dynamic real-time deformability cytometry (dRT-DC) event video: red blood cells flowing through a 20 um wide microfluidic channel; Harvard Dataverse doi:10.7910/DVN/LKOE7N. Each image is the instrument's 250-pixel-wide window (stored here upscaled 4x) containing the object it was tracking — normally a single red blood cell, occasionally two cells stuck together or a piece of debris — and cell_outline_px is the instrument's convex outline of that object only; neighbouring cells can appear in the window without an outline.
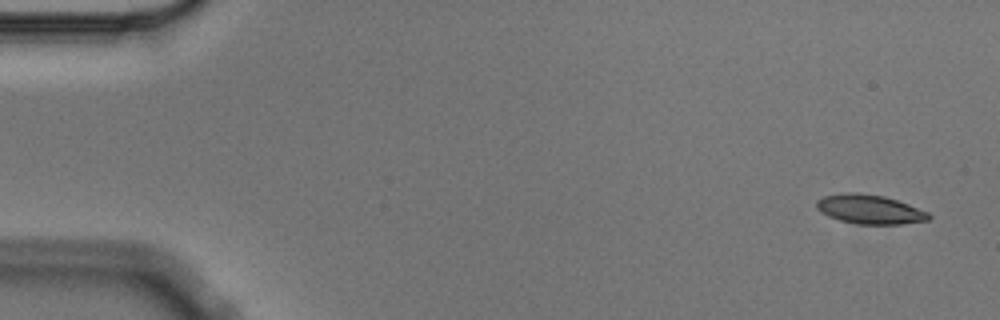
{"species": "Egyptian fruit bat (a non-hibernating species)", "species_latin": "Rousettus aegyptiacus", "temperature_condition": "cold", "stored_images_in_passage": 5, "camera_frame_rate_fps": 3000, "um_per_image_px": 0.085, "animal": {"sex": "male"}, "frame": {"image": 1, "passage_image": 1, "time_ms": 0.0, "image_size_px": [1000, 320], "cell_outline_px": [[932, 216], [928, 220], [904, 224], [856, 224], [840, 220], [828, 216], [820, 212], [816, 208], [816, 200], [824, 196], [848, 192], [860, 192], [884, 196], [908, 204], [928, 212]], "centroid_in_image_um": [73.91, 17.79], "position_along_channel_um": 11.1, "area_um2": 19.19}}
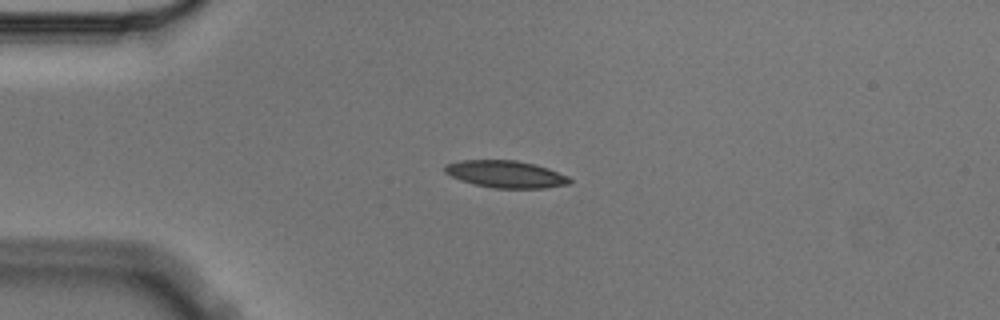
{"frame": {"image": 2, "passage_image": 4, "time_ms": 1.0, "image_size_px": [1000, 320], "cell_outline_px": [[572, 180], [568, 184], [544, 188], [492, 188], [460, 180], [444, 172], [444, 164], [460, 160], [516, 160], [548, 168], [568, 176]], "centroid_in_image_um": [42.96, 14.8], "position_along_channel_um": 42.0, "area_um2": 19.65}}